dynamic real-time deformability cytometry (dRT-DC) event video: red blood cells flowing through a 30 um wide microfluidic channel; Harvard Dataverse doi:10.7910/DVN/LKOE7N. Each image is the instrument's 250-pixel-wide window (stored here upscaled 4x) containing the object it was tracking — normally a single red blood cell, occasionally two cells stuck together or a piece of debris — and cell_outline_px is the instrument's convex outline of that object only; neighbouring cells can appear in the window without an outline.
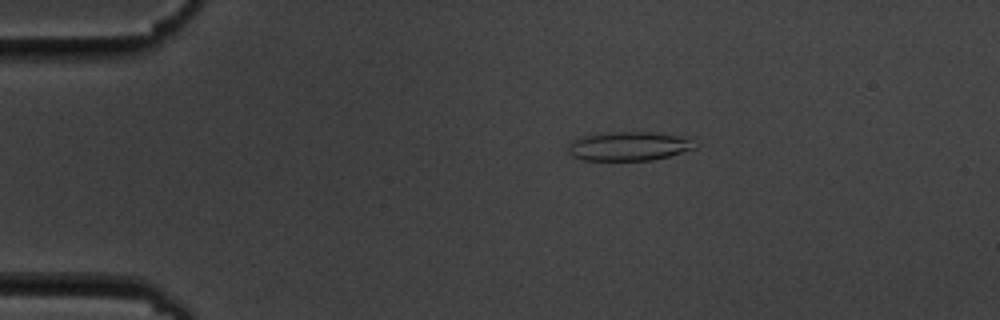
{"species": "common noctule bat (a hibernating species)", "species_latin": "Nyctalus noctula", "temperature_condition": "cold", "stored_images_in_passage": 6, "camera_frame_rate_fps": 3000, "um_per_image_px": 0.085, "animal": {"sex": "male", "body_mass_g": 19.5, "forearm_length_mm": 54.6}, "frame": {"image": 1, "passage_image": 1, "time_ms": 0.0, "image_size_px": [1000, 320], "cell_outline_px": [[696, 148], [668, 156], [652, 160], [584, 160], [572, 156], [568, 152], [568, 144], [572, 140], [580, 136], [608, 132], [652, 132], [688, 136]], "centroid_in_image_um": [53.43, 12.41], "position_along_channel_um": 31.6, "area_um2": 21.56}}
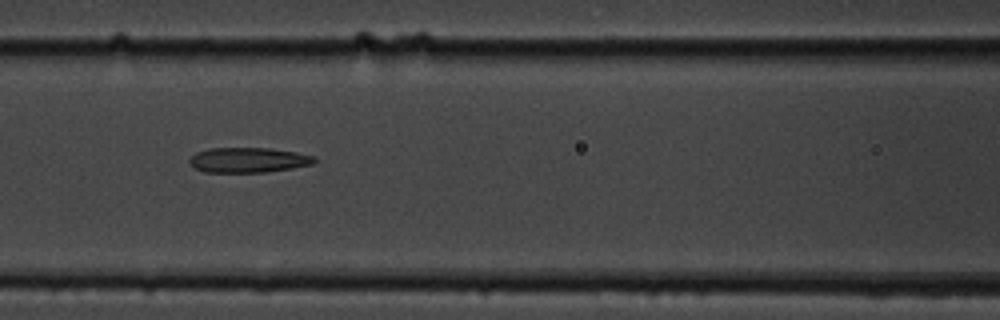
{"frame": {"image": 2, "passage_image": 5, "time_ms": 4.667, "image_size_px": [1000, 320], "cell_outline_px": [[316, 164], [292, 168], [264, 172], [204, 172], [196, 168], [188, 160], [196, 152], [208, 148], [272, 148], [296, 152], [316, 156]], "centroid_in_image_um": [21.16, 13.59], "position_along_channel_um": 145.4, "area_um2": 18.32}}
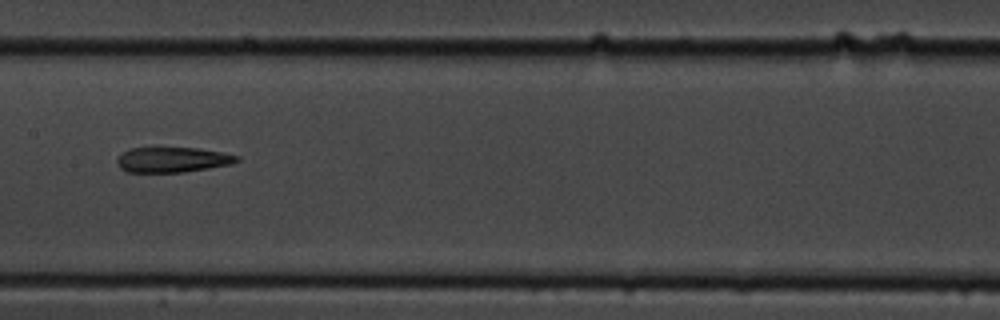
{"frame": {"image": 3, "passage_image": 6, "time_ms": 6.0, "image_size_px": [1000, 320], "cell_outline_px": [[240, 160], [232, 164], [184, 172], [128, 172], [120, 168], [116, 160], [128, 148], [200, 148], [224, 152], [240, 156]], "centroid_in_image_um": [14.71, 13.57], "position_along_channel_um": 192.7, "area_um2": 17.63}}